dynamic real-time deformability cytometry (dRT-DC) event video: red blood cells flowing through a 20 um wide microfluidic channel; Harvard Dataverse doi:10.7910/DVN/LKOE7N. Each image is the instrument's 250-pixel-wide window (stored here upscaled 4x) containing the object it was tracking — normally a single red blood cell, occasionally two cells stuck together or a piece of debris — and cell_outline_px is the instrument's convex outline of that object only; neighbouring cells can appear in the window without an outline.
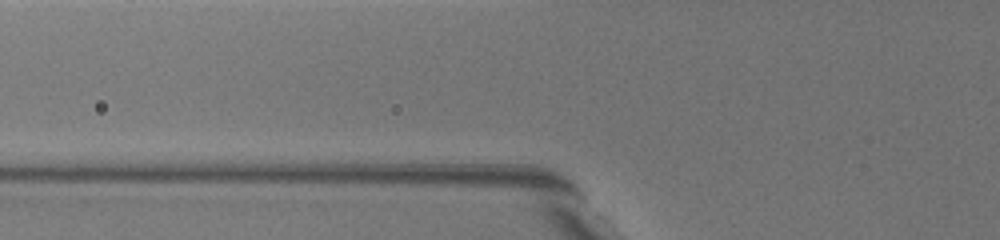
{"species": "common noctule bat (a hibernating species)", "species_latin": "Nyctalus noctula", "temperature_condition": "warm", "stored_images_in_passage": 3, "camera_frame_rate_fps": 3000, "um_per_image_px": 0.085, "animal": {"sex": "female", "body_mass_g": 19.5, "forearm_length_mm": 54.1}, "frame": {"image": 1, "passage_image": 2, "time_ms": 0.333, "image_size_px": [1000, 240], "cell_outline_px": [[660, 208], [652, 208], [644, 204], [600, 168], [596, 164], [584, 144], [604, 144], [624, 152], [648, 184]], "centroid_in_image_um": [52.91, 14.63], "position_along_channel_um": 72.9, "area_um2": 12.89}}